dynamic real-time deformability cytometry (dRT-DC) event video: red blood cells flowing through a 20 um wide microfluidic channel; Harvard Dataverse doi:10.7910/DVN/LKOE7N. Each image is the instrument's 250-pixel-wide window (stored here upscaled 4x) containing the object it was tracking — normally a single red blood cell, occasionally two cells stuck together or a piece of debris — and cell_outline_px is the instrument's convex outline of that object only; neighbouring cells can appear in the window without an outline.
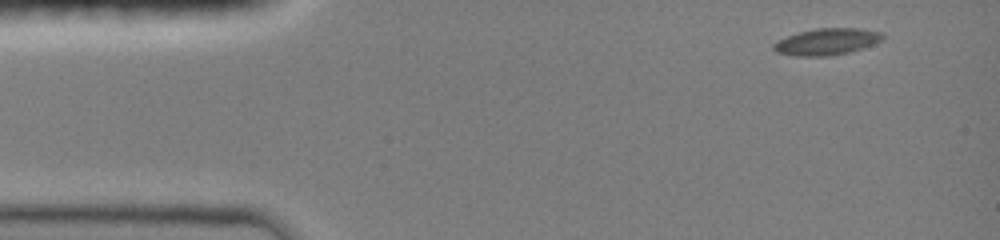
{"species": "common noctule bat (a hibernating species)", "species_latin": "Nyctalus noctula", "temperature_condition": "room temperature", "stored_images_in_passage": 9, "camera_frame_rate_fps": 3000, "um_per_image_px": 0.085, "animal": {"sex": "female", "body_mass_g": 19.0, "forearm_length_mm": 51.5}, "frame": {"image": 1, "passage_image": 1, "time_ms": 0.0, "image_size_px": [1000, 240], "cell_outline_px": [[884, 36], [880, 40], [872, 44], [848, 52], [828, 56], [796, 56], [776, 52], [772, 48], [772, 44], [776, 40], [800, 32], [816, 28], [864, 28], [884, 32]], "centroid_in_image_um": [70.26, 3.53], "position_along_channel_um": 14.7, "area_um2": 16.88}}
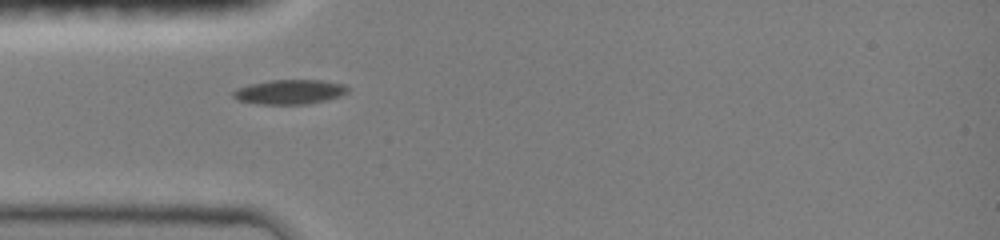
{"frame": {"image": 2, "passage_image": 6, "time_ms": 3.333, "image_size_px": [1000, 240], "cell_outline_px": [[348, 92], [340, 96], [324, 100], [304, 104], [260, 104], [236, 100], [232, 96], [232, 92], [236, 88], [248, 84], [268, 80], [320, 80], [344, 84], [348, 88]], "centroid_in_image_um": [24.56, 7.8], "position_along_channel_um": 60.4, "area_um2": 16.42}}
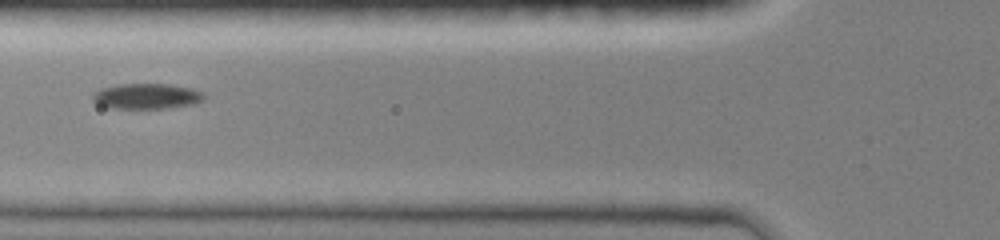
{"frame": {"image": 3, "passage_image": 8, "time_ms": 4.667, "image_size_px": [1000, 240], "cell_outline_px": [[204, 96], [196, 104], [164, 108], [108, 108], [92, 100], [92, 92], [100, 88], [116, 84], [168, 84], [192, 88], [204, 92]], "centroid_in_image_um": [12.43, 8.17], "position_along_channel_um": 113.4, "area_um2": 16.59}}